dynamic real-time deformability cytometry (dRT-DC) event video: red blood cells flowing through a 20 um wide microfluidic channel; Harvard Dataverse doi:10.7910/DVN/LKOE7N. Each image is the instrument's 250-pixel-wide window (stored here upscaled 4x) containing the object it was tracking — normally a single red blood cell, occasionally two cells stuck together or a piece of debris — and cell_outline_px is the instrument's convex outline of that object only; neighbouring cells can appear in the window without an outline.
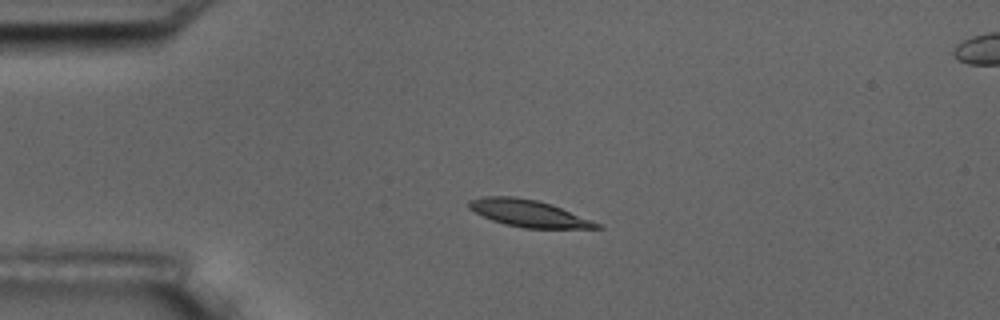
{"species": "common noctule bat (a hibernating species)", "species_latin": "Nyctalus noctula", "temperature_condition": "room temperature", "stored_images_in_passage": 3, "camera_frame_rate_fps": 3000, "um_per_image_px": 0.085, "animal": {"sex": "male", "body_mass_g": 17.5, "forearm_length_mm": 52.3}, "frame": {"image": 1, "passage_image": 1, "time_ms": 0.0, "image_size_px": [1000, 320], "cell_outline_px": [[604, 228], [524, 228], [504, 224], [492, 220], [468, 208], [468, 200], [480, 196], [516, 196], [536, 200], [552, 204], [600, 224]], "centroid_in_image_um": [44.88, 18.12], "position_along_channel_um": 40.1, "area_um2": 19.94}}